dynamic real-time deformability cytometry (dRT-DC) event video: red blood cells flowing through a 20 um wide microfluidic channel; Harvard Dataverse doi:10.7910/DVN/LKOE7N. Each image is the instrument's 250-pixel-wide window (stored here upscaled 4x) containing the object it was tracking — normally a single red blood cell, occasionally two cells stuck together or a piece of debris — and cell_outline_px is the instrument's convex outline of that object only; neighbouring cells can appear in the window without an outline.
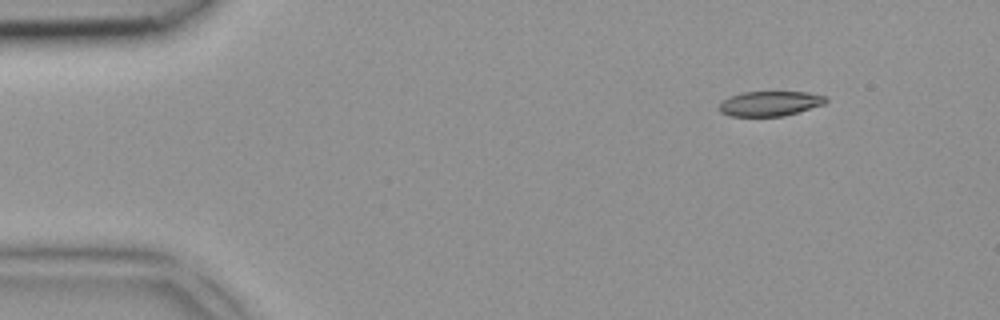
{"species": "common noctule bat (a hibernating species)", "species_latin": "Nyctalus noctula", "temperature_condition": "room temperature", "stored_images_in_passage": 4, "segment_of_instrument_passage": [1, 2], "camera_frame_rate_fps": 3000, "um_per_image_px": 0.085, "animal": {"sex": "female", "body_mass_g": 18.4}, "frame": {"image": 1, "passage_image": 1, "time_ms": 0.0, "image_size_px": [1000, 320], "cell_outline_px": [[828, 100], [824, 104], [784, 116], [732, 116], [720, 112], [720, 104], [724, 100], [740, 92], [808, 92], [824, 96]], "centroid_in_image_um": [65.46, 8.8], "position_along_channel_um": 19.5, "area_um2": 15.26}}
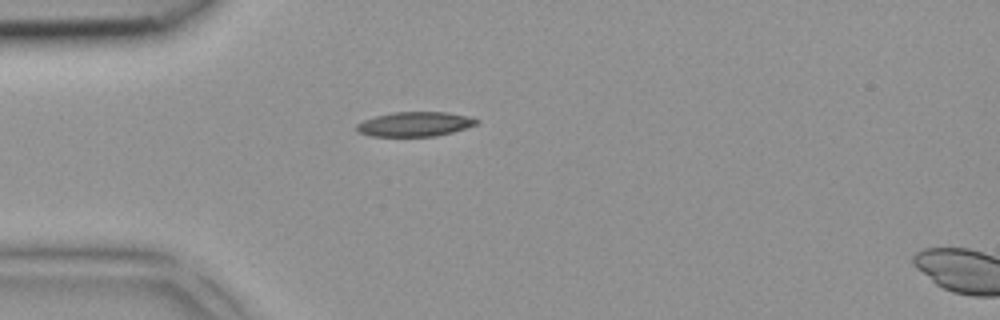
{"frame": {"image": 2, "passage_image": 3, "time_ms": 0.667, "image_size_px": [1000, 320], "cell_outline_px": [[480, 120], [476, 124], [452, 132], [436, 136], [372, 136], [356, 132], [356, 124], [364, 120], [376, 116], [392, 112], [448, 112], [468, 116]], "centroid_in_image_um": [35.24, 10.55], "position_along_channel_um": 49.8, "area_um2": 17.11}}